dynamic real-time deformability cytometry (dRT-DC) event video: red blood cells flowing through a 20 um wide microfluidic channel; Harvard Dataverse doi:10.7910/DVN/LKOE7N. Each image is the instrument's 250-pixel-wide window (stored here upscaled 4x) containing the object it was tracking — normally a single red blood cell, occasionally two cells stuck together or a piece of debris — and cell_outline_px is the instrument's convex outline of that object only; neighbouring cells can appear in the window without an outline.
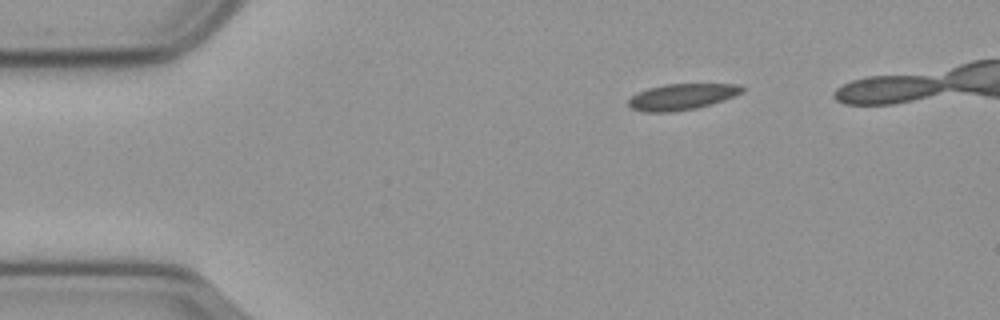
{"species": "common noctule bat (a hibernating species)", "species_latin": "Nyctalus noctula", "temperature_condition": "cold", "stored_images_in_passage": 41, "camera_frame_rate_fps": 3000, "um_per_image_px": 0.085, "animal": {"sex": "male", "body_mass_g": 23.1, "forearm_length_mm": 52.7}, "frame": {"image": 1, "passage_image": 1, "time_ms": 0.0, "image_size_px": [1000, 320], "cell_outline_px": [[744, 92], [696, 108], [672, 112], [644, 112], [632, 108], [628, 104], [628, 100], [632, 96], [648, 88], [664, 84], [740, 84], [744, 88]], "centroid_in_image_um": [57.93, 8.22], "position_along_channel_um": 27.1, "area_um2": 16.99}}
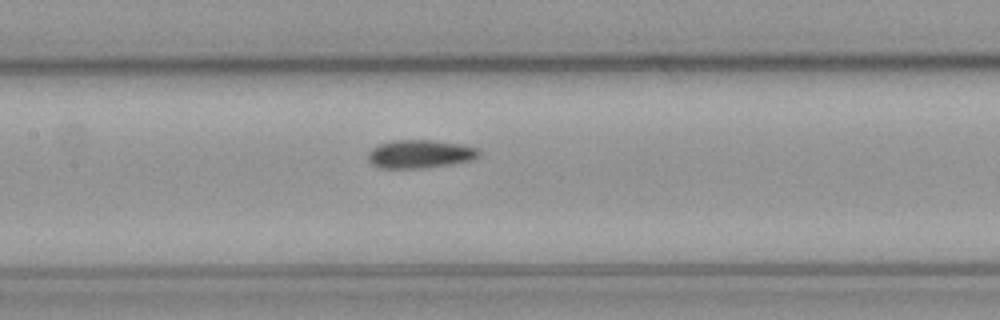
{"frame": {"image": 2, "passage_image": 18, "time_ms": 5.667, "image_size_px": [1000, 320], "cell_outline_px": [[480, 156], [472, 160], [452, 164], [428, 168], [380, 168], [372, 164], [368, 160], [368, 152], [372, 148], [380, 144], [392, 140], [432, 140], [460, 144], [476, 148], [480, 152]], "centroid_in_image_um": [35.7, 13.1], "position_along_channel_um": 171.7, "area_um2": 18.38}}
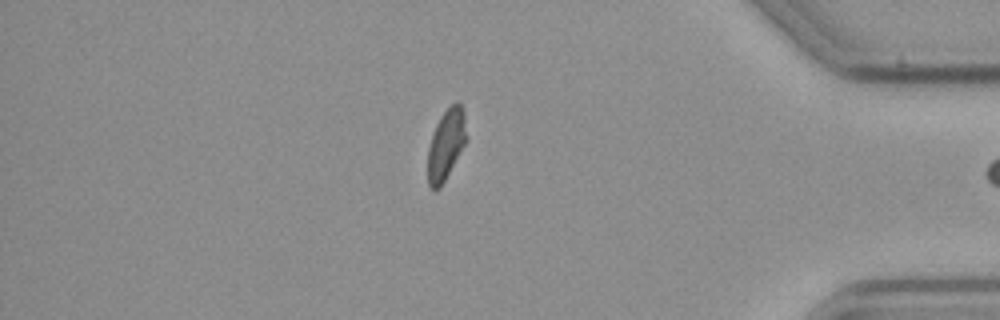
{"frame": {"image": 3, "passage_image": 40, "time_ms": 13.0, "image_size_px": [1000, 320], "cell_outline_px": [[464, 144], [440, 188], [432, 188], [428, 184], [428, 148], [436, 124], [440, 116], [456, 100], [460, 100], [464, 112]], "centroid_in_image_um": [37.88, 12.24], "position_along_channel_um": 397.3, "area_um2": 15.26}}